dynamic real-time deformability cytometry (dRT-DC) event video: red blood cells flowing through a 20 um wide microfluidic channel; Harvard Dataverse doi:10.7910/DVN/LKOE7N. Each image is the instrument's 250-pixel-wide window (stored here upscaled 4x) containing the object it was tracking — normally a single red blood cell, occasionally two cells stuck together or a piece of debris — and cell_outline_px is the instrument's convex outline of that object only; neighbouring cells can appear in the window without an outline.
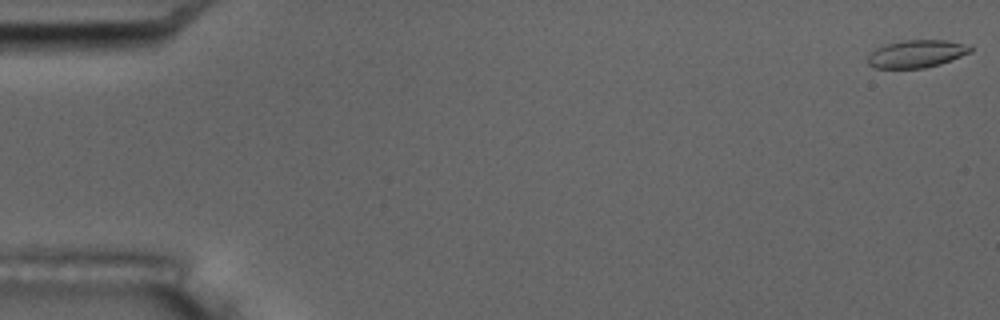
{"species": "common noctule bat (a hibernating species)", "species_latin": "Nyctalus noctula", "temperature_condition": "room temperature", "stored_images_in_passage": 9, "camera_frame_rate_fps": 3000, "um_per_image_px": 0.085, "animal": {"sex": "male", "body_mass_g": 17.5, "forearm_length_mm": 52.3}, "frame": {"image": 1, "passage_image": 1, "time_ms": 0.0, "image_size_px": [1000, 320], "cell_outline_px": [[972, 52], [940, 64], [924, 68], [872, 68], [868, 64], [868, 56], [876, 48], [884, 44], [904, 40], [948, 40], [972, 44]], "centroid_in_image_um": [77.95, 4.56], "position_along_channel_um": 7.1, "area_um2": 16.76}}
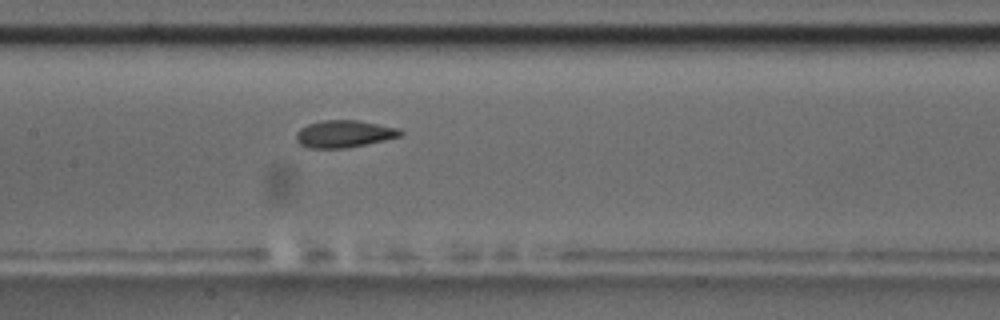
{"frame": {"image": 2, "passage_image": 9, "time_ms": 9.0, "image_size_px": [1000, 320], "cell_outline_px": [[404, 132], [400, 136], [384, 140], [344, 148], [308, 148], [300, 144], [296, 140], [296, 132], [300, 128], [308, 124], [324, 120], [356, 120], [400, 128]], "centroid_in_image_um": [29.23, 11.37], "position_along_channel_um": 178.2, "area_um2": 16.42}}